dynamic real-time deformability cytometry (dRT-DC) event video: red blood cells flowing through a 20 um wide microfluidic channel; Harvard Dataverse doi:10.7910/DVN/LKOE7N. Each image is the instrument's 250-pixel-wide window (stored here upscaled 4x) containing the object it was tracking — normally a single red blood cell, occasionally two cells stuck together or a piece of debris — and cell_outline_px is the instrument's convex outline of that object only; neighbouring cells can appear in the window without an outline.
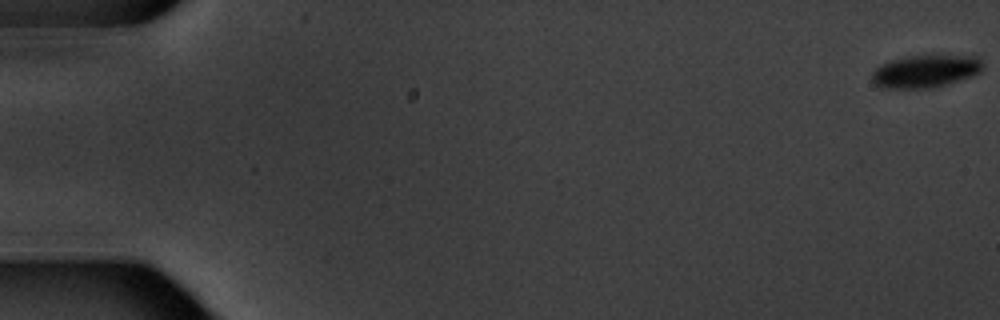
{"species": "common noctule bat (a hibernating species)", "species_latin": "Nyctalus noctula", "temperature_condition": "warm", "stored_images_in_passage": 11, "camera_frame_rate_fps": 3000, "um_per_image_px": 0.085, "animal": {"sex": "male", "body_mass_g": 20.1, "forearm_length_mm": 53.5}, "frame": {"image": 1, "passage_image": 1, "time_ms": 0.0, "image_size_px": [1000, 320], "cell_outline_px": [[984, 68], [980, 72], [972, 76], [932, 88], [884, 88], [876, 84], [872, 80], [872, 72], [880, 64], [892, 60], [908, 56], [980, 56], [984, 64]], "centroid_in_image_um": [78.69, 6.05], "position_along_channel_um": 6.3, "area_um2": 20.98}}
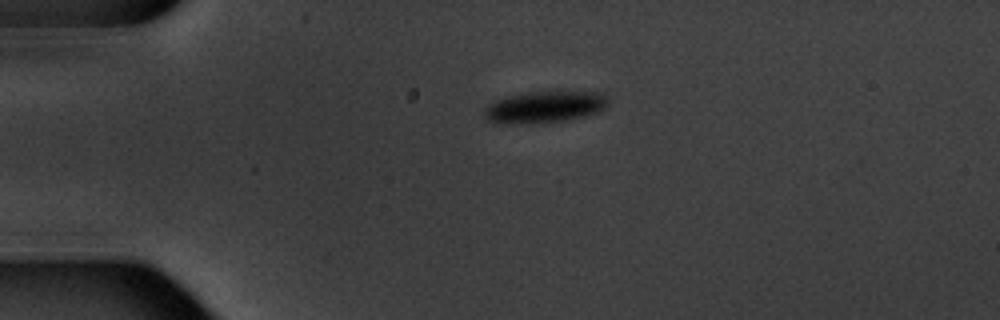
{"frame": {"image": 2, "passage_image": 5, "time_ms": 4.667, "image_size_px": [1000, 320], "cell_outline_px": [[608, 104], [604, 108], [596, 112], [572, 120], [532, 124], [504, 124], [488, 120], [484, 116], [484, 108], [488, 104], [504, 96], [528, 92], [604, 92], [608, 96]], "centroid_in_image_um": [46.28, 9.1], "position_along_channel_um": 38.7, "area_um2": 23.24}}